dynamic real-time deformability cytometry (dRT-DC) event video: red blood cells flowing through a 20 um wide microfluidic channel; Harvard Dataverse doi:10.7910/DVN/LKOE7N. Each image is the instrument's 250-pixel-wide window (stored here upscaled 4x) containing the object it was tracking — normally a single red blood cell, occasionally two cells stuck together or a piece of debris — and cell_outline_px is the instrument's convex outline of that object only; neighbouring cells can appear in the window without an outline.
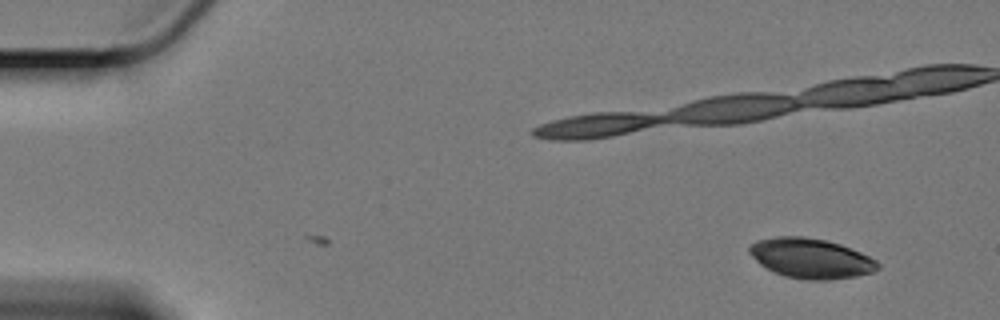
{"species": "Egyptian fruit bat (a non-hibernating species)", "species_latin": "Rousettus aegyptiacus", "temperature_condition": "cold", "stored_images_in_passage": 6, "camera_frame_rate_fps": 3000, "um_per_image_px": 0.085, "animal": {"sex": "female"}, "frame": {"image": 1, "passage_image": 6, "time_ms": 1.667, "image_size_px": [1000, 320], "cell_outline_px": [[880, 268], [872, 272], [856, 276], [824, 280], [808, 280], [784, 276], [760, 264], [748, 252], [748, 248], [756, 240], [776, 236], [804, 236], [828, 240], [840, 244], [860, 252], [876, 260], [880, 264]], "centroid_in_image_um": [68.92, 21.94], "position_along_channel_um": 16.1, "area_um2": 29.82}}